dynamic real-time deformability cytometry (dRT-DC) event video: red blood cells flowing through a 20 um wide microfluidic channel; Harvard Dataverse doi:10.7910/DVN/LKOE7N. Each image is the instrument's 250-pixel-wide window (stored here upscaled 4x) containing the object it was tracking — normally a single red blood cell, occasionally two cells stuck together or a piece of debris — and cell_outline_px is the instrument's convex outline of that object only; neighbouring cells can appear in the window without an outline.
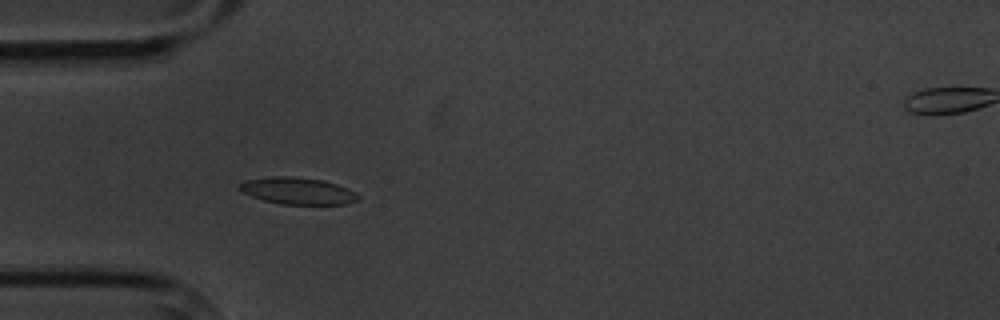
{"species": "common noctule bat (a hibernating species)", "species_latin": "Nyctalus noctula", "temperature_condition": "cold", "stored_images_in_passage": 8, "camera_frame_rate_fps": 3000, "um_per_image_px": 0.085, "animal": {"sex": "male", "body_mass_g": 20.1, "forearm_length_mm": 53.5}, "frame": {"image": 1, "passage_image": 6, "time_ms": 5.667, "image_size_px": [1000, 320], "cell_outline_px": [[360, 200], [344, 204], [280, 204], [264, 200], [240, 192], [236, 188], [244, 180], [272, 176], [292, 176], [324, 180], [348, 188], [356, 192], [360, 196]], "centroid_in_image_um": [25.29, 16.22], "position_along_channel_um": 59.7, "area_um2": 18.79}}
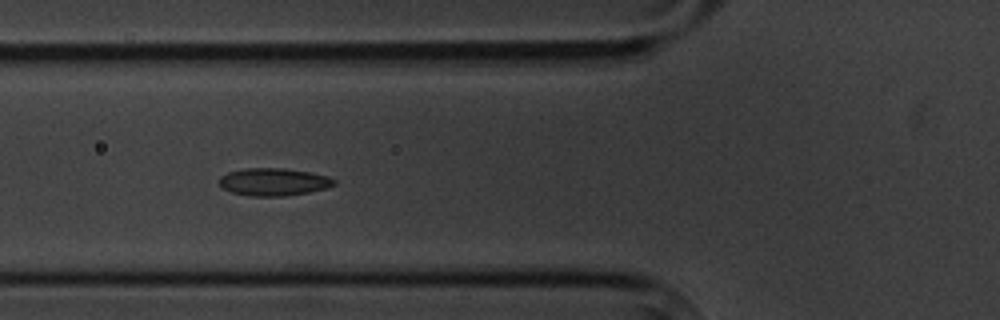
{"frame": {"image": 2, "passage_image": 7, "time_ms": 7.0, "image_size_px": [1000, 320], "cell_outline_px": [[336, 184], [328, 188], [308, 192], [284, 196], [252, 196], [232, 192], [224, 188], [220, 184], [220, 176], [228, 172], [244, 168], [284, 168], [308, 172], [328, 176], [336, 180]], "centroid_in_image_um": [23.28, 15.45], "position_along_channel_um": 102.5, "area_um2": 18.38}}
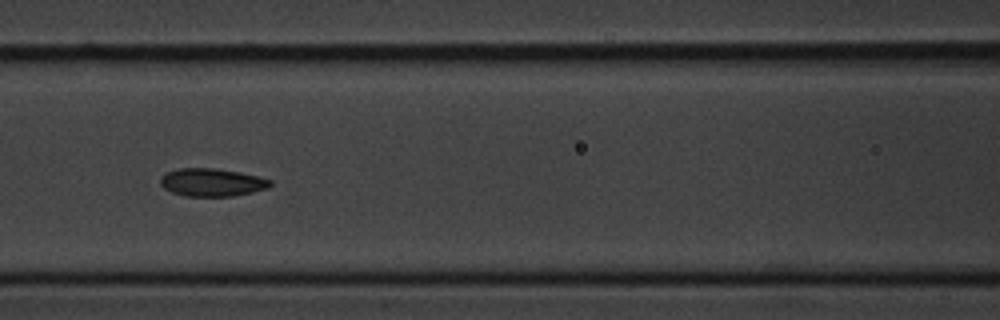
{"frame": {"image": 3, "passage_image": 8, "time_ms": 8.333, "image_size_px": [1000, 320], "cell_outline_px": [[272, 184], [268, 188], [252, 192], [232, 196], [184, 196], [172, 192], [164, 188], [160, 184], [160, 180], [168, 172], [180, 168], [216, 168], [240, 172], [272, 180]], "centroid_in_image_um": [18.03, 15.5], "position_along_channel_um": 148.6, "area_um2": 17.74}}